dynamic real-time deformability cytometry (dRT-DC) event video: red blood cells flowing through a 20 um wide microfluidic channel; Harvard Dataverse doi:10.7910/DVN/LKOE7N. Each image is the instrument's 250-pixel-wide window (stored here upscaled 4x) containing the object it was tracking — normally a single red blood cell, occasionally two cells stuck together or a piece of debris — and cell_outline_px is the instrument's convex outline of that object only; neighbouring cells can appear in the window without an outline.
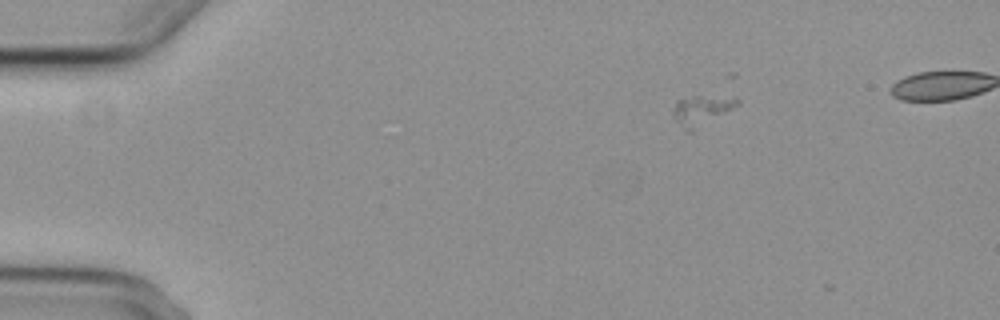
{"species": "common noctule bat (a hibernating species)", "species_latin": "Nyctalus noctula", "temperature_condition": "cold", "stored_images_in_passage": 7, "camera_frame_rate_fps": 3000, "um_per_image_px": 0.085, "animal": {"sex": "female", "body_mass_g": 29.2, "forearm_length_mm": 56.3}, "frame": {"image": 1, "passage_image": 3, "time_ms": 3.0, "image_size_px": [1000, 320], "cell_outline_px": [[740, 104], [692, 132], [688, 132], [672, 116], [672, 112], [676, 100], [692, 96], [736, 96], [740, 100]], "centroid_in_image_um": [59.65, 9.35], "position_along_channel_um": 25.3, "area_um2": 11.33}}
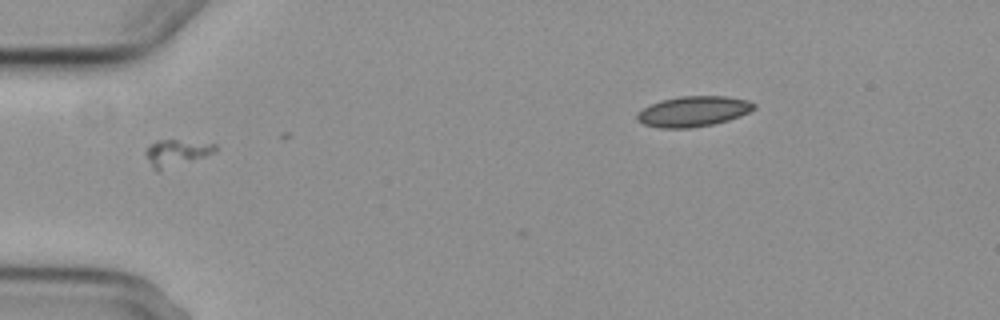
{"frame": {"image": 2, "passage_image": 5, "time_ms": 6.333, "image_size_px": [1000, 320], "cell_outline_px": [[216, 152], [160, 172], [156, 172], [152, 168], [144, 156], [144, 152], [156, 140], [176, 140], [216, 144]], "centroid_in_image_um": [14.94, 13.03], "position_along_channel_um": 70.1, "area_um2": 10.87}}